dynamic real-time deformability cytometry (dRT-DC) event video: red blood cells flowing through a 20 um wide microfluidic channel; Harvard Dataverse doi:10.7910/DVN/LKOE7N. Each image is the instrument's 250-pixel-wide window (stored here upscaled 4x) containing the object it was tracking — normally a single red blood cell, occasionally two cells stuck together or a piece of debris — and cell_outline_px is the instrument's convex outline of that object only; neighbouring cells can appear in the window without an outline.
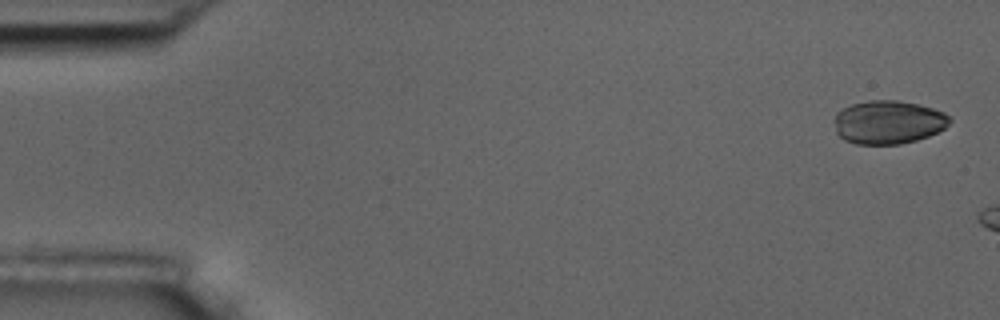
{"species": "common noctule bat (a hibernating species)", "species_latin": "Nyctalus noctula", "temperature_condition": "room temperature", "stored_images_in_passage": 3, "camera_frame_rate_fps": 3000, "um_per_image_px": 0.085, "animal": {"sex": "male", "body_mass_g": 17.5, "forearm_length_mm": 52.3}, "frame": {"image": 1, "passage_image": 1, "time_ms": 0.0, "image_size_px": [1000, 320], "cell_outline_px": [[952, 120], [944, 128], [928, 136], [916, 140], [900, 144], [856, 144], [844, 140], [836, 132], [836, 112], [852, 104], [868, 100], [896, 100], [920, 104], [944, 112], [952, 116]], "centroid_in_image_um": [75.53, 10.38], "position_along_channel_um": 9.5, "area_um2": 29.25}}